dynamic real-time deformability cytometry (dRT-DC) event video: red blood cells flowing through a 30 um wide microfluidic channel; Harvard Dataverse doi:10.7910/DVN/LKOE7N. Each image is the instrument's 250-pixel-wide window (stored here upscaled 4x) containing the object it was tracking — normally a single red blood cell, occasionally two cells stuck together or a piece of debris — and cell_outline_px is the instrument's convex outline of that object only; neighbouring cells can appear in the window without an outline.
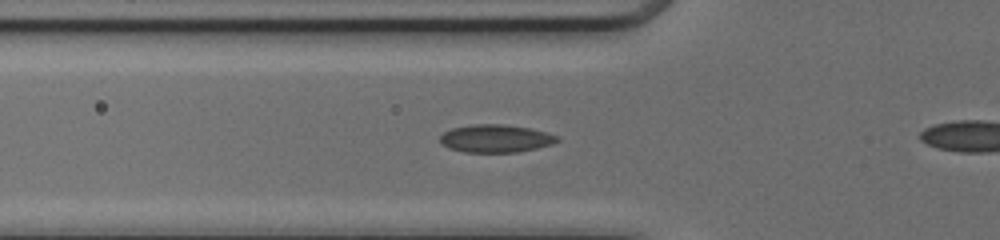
{"species": "common noctule bat (a hibernating species)", "species_latin": "Nyctalus noctula", "temperature_condition": "cold", "stored_images_in_passage": 26, "camera_frame_rate_fps": 3000, "um_per_image_px": 0.085, "animal": {"sex": "female", "body_mass_g": 17.0, "forearm_length_mm": 48.0}, "frame": {"image": 1, "passage_image": 3, "time_ms": 0.667, "image_size_px": [1000, 240], "cell_outline_px": [[560, 140], [552, 144], [536, 148], [516, 152], [464, 152], [448, 148], [440, 144], [440, 136], [444, 132], [452, 128], [472, 124], [500, 124], [528, 128], [560, 136]], "centroid_in_image_um": [42.1, 11.77], "position_along_channel_um": 83.7, "area_um2": 18.96}}
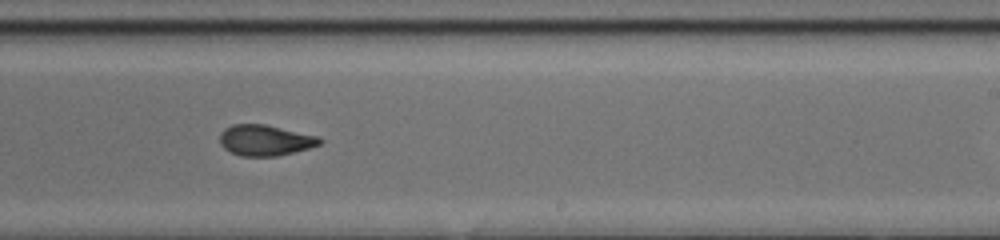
{"frame": {"image": 2, "passage_image": 16, "time_ms": 5.0, "image_size_px": [1000, 240], "cell_outline_px": [[324, 140], [320, 144], [308, 148], [276, 156], [240, 156], [224, 148], [220, 144], [220, 132], [224, 128], [232, 124], [264, 124], [320, 136]], "centroid_in_image_um": [22.53, 11.91], "position_along_channel_um": 266.5, "area_um2": 17.98}}
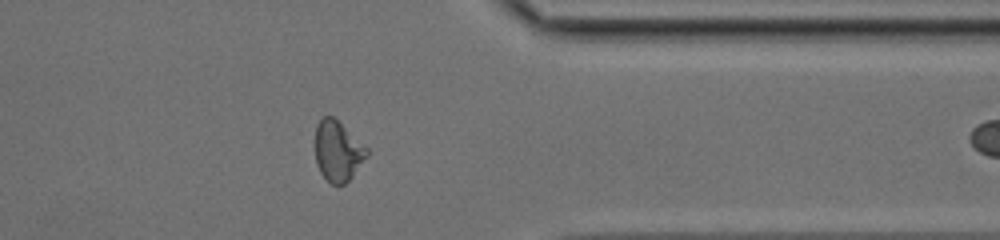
{"frame": {"image": 3, "passage_image": 25, "time_ms": 8.0, "image_size_px": [1000, 240], "cell_outline_px": [[368, 156], [352, 176], [344, 184], [332, 184], [320, 172], [316, 164], [316, 124], [324, 116], [332, 116], [368, 148]], "centroid_in_image_um": [28.72, 12.84], "position_along_channel_um": 382.7, "area_um2": 17.86}}